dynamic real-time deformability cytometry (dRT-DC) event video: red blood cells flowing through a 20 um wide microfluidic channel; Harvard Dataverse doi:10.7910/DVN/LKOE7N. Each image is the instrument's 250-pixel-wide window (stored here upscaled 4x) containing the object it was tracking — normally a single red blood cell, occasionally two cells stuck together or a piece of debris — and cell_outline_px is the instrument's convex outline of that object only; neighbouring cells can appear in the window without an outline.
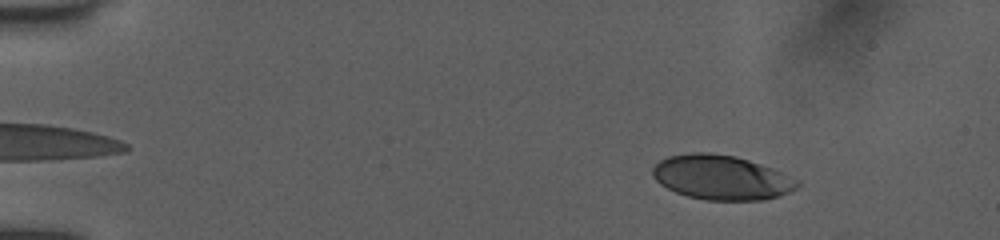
{"species": "human", "species_latin": "Homo sapiens", "temperature_condition": "room temperature", "stored_images_in_passage": 14, "camera_frame_rate_fps": 3000, "um_per_image_px": 0.085, "donor": {"sex": "female"}, "frame": {"image": 1, "passage_image": 4, "time_ms": 1.0, "image_size_px": [1000, 240], "cell_outline_px": [[800, 184], [796, 188], [780, 196], [764, 200], [708, 200], [688, 196], [676, 192], [660, 184], [652, 176], [652, 168], [660, 160], [668, 156], [692, 152], [708, 152], [736, 156], [772, 168], [800, 180]], "centroid_in_image_um": [61.32, 15.08], "position_along_channel_um": 23.7, "area_um2": 37.57}}
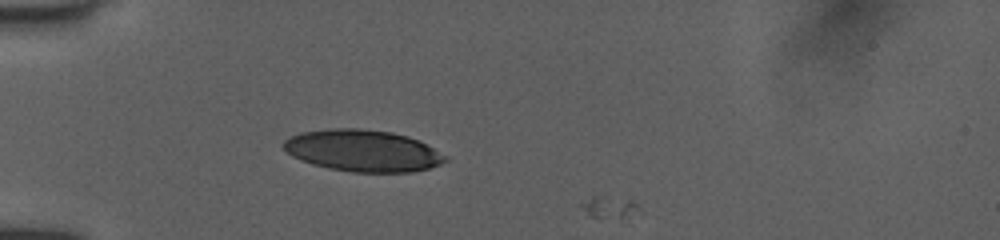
{"frame": {"image": 2, "passage_image": 13, "time_ms": 4.0, "image_size_px": [1000, 240], "cell_outline_px": [[448, 160], [440, 164], [428, 168], [412, 172], [352, 172], [328, 168], [312, 164], [300, 160], [292, 156], [280, 144], [288, 136], [300, 132], [332, 128], [360, 128], [392, 132], [408, 136], [448, 156]], "centroid_in_image_um": [30.79, 12.8], "position_along_channel_um": 54.2, "area_um2": 39.42}}